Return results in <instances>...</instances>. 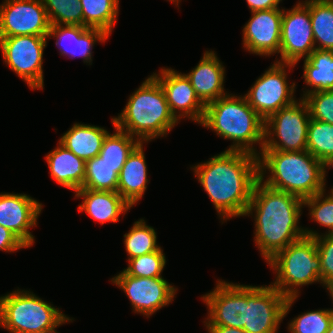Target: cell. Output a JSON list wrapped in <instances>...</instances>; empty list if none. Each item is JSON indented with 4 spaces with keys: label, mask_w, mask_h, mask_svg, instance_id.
Wrapping results in <instances>:
<instances>
[{
    "label": "cell",
    "mask_w": 333,
    "mask_h": 333,
    "mask_svg": "<svg viewBox=\"0 0 333 333\" xmlns=\"http://www.w3.org/2000/svg\"><path fill=\"white\" fill-rule=\"evenodd\" d=\"M211 199L222 224L245 216L259 180L258 156L243 151H223L191 167Z\"/></svg>",
    "instance_id": "obj_1"
},
{
    "label": "cell",
    "mask_w": 333,
    "mask_h": 333,
    "mask_svg": "<svg viewBox=\"0 0 333 333\" xmlns=\"http://www.w3.org/2000/svg\"><path fill=\"white\" fill-rule=\"evenodd\" d=\"M302 208L303 199L256 182L245 216L254 215V242L266 262L305 236L299 225Z\"/></svg>",
    "instance_id": "obj_2"
},
{
    "label": "cell",
    "mask_w": 333,
    "mask_h": 333,
    "mask_svg": "<svg viewBox=\"0 0 333 333\" xmlns=\"http://www.w3.org/2000/svg\"><path fill=\"white\" fill-rule=\"evenodd\" d=\"M258 160L259 180L272 189L303 200L326 189L325 165L307 150H262Z\"/></svg>",
    "instance_id": "obj_3"
},
{
    "label": "cell",
    "mask_w": 333,
    "mask_h": 333,
    "mask_svg": "<svg viewBox=\"0 0 333 333\" xmlns=\"http://www.w3.org/2000/svg\"><path fill=\"white\" fill-rule=\"evenodd\" d=\"M218 137L233 141L226 151H243L259 156L264 146L265 120L249 105L245 96L227 94L205 106L200 123ZM260 147V152L255 148Z\"/></svg>",
    "instance_id": "obj_4"
},
{
    "label": "cell",
    "mask_w": 333,
    "mask_h": 333,
    "mask_svg": "<svg viewBox=\"0 0 333 333\" xmlns=\"http://www.w3.org/2000/svg\"><path fill=\"white\" fill-rule=\"evenodd\" d=\"M111 120L114 127L141 143L166 136L179 123L169 109L162 86L152 74L129 96L122 112Z\"/></svg>",
    "instance_id": "obj_5"
},
{
    "label": "cell",
    "mask_w": 333,
    "mask_h": 333,
    "mask_svg": "<svg viewBox=\"0 0 333 333\" xmlns=\"http://www.w3.org/2000/svg\"><path fill=\"white\" fill-rule=\"evenodd\" d=\"M275 275L270 283L286 298L299 297L302 286L320 283L322 270L315 238L302 237L278 251L267 261Z\"/></svg>",
    "instance_id": "obj_6"
},
{
    "label": "cell",
    "mask_w": 333,
    "mask_h": 333,
    "mask_svg": "<svg viewBox=\"0 0 333 333\" xmlns=\"http://www.w3.org/2000/svg\"><path fill=\"white\" fill-rule=\"evenodd\" d=\"M67 315L35 293L17 289L1 296L0 327L10 333H41Z\"/></svg>",
    "instance_id": "obj_7"
},
{
    "label": "cell",
    "mask_w": 333,
    "mask_h": 333,
    "mask_svg": "<svg viewBox=\"0 0 333 333\" xmlns=\"http://www.w3.org/2000/svg\"><path fill=\"white\" fill-rule=\"evenodd\" d=\"M310 119L309 107L303 98L273 113L265 120L262 150H307Z\"/></svg>",
    "instance_id": "obj_8"
},
{
    "label": "cell",
    "mask_w": 333,
    "mask_h": 333,
    "mask_svg": "<svg viewBox=\"0 0 333 333\" xmlns=\"http://www.w3.org/2000/svg\"><path fill=\"white\" fill-rule=\"evenodd\" d=\"M47 40V36L37 35L0 38L3 62L32 90L44 89L43 53Z\"/></svg>",
    "instance_id": "obj_9"
},
{
    "label": "cell",
    "mask_w": 333,
    "mask_h": 333,
    "mask_svg": "<svg viewBox=\"0 0 333 333\" xmlns=\"http://www.w3.org/2000/svg\"><path fill=\"white\" fill-rule=\"evenodd\" d=\"M298 297L286 298L271 284L246 285L247 333H278L279 325Z\"/></svg>",
    "instance_id": "obj_10"
},
{
    "label": "cell",
    "mask_w": 333,
    "mask_h": 333,
    "mask_svg": "<svg viewBox=\"0 0 333 333\" xmlns=\"http://www.w3.org/2000/svg\"><path fill=\"white\" fill-rule=\"evenodd\" d=\"M295 66L294 64L274 61L244 94L249 105L264 120L297 100L294 96L295 89H297L296 83L292 82L290 85L287 80V73H289L287 69L290 70Z\"/></svg>",
    "instance_id": "obj_11"
},
{
    "label": "cell",
    "mask_w": 333,
    "mask_h": 333,
    "mask_svg": "<svg viewBox=\"0 0 333 333\" xmlns=\"http://www.w3.org/2000/svg\"><path fill=\"white\" fill-rule=\"evenodd\" d=\"M110 281L127 295L133 312L146 318L172 303L178 290L163 277H135L124 270Z\"/></svg>",
    "instance_id": "obj_12"
},
{
    "label": "cell",
    "mask_w": 333,
    "mask_h": 333,
    "mask_svg": "<svg viewBox=\"0 0 333 333\" xmlns=\"http://www.w3.org/2000/svg\"><path fill=\"white\" fill-rule=\"evenodd\" d=\"M315 50L310 9L298 1L291 9L283 8L278 63L297 65Z\"/></svg>",
    "instance_id": "obj_13"
},
{
    "label": "cell",
    "mask_w": 333,
    "mask_h": 333,
    "mask_svg": "<svg viewBox=\"0 0 333 333\" xmlns=\"http://www.w3.org/2000/svg\"><path fill=\"white\" fill-rule=\"evenodd\" d=\"M201 299L208 309L204 325L243 329L246 322V285L216 281V286Z\"/></svg>",
    "instance_id": "obj_14"
},
{
    "label": "cell",
    "mask_w": 333,
    "mask_h": 333,
    "mask_svg": "<svg viewBox=\"0 0 333 333\" xmlns=\"http://www.w3.org/2000/svg\"><path fill=\"white\" fill-rule=\"evenodd\" d=\"M50 25L42 0H4L0 4V38L48 36Z\"/></svg>",
    "instance_id": "obj_15"
},
{
    "label": "cell",
    "mask_w": 333,
    "mask_h": 333,
    "mask_svg": "<svg viewBox=\"0 0 333 333\" xmlns=\"http://www.w3.org/2000/svg\"><path fill=\"white\" fill-rule=\"evenodd\" d=\"M158 72H153L152 75L162 86L169 109L175 119L179 122L182 118H188L200 124L204 116L205 105L197 97L185 73H179L171 67H163Z\"/></svg>",
    "instance_id": "obj_16"
},
{
    "label": "cell",
    "mask_w": 333,
    "mask_h": 333,
    "mask_svg": "<svg viewBox=\"0 0 333 333\" xmlns=\"http://www.w3.org/2000/svg\"><path fill=\"white\" fill-rule=\"evenodd\" d=\"M43 205L27 194L0 193V225L9 229L28 248L35 243L30 228L37 227Z\"/></svg>",
    "instance_id": "obj_17"
},
{
    "label": "cell",
    "mask_w": 333,
    "mask_h": 333,
    "mask_svg": "<svg viewBox=\"0 0 333 333\" xmlns=\"http://www.w3.org/2000/svg\"><path fill=\"white\" fill-rule=\"evenodd\" d=\"M283 8L251 12L243 27V47L259 56L279 54Z\"/></svg>",
    "instance_id": "obj_18"
},
{
    "label": "cell",
    "mask_w": 333,
    "mask_h": 333,
    "mask_svg": "<svg viewBox=\"0 0 333 333\" xmlns=\"http://www.w3.org/2000/svg\"><path fill=\"white\" fill-rule=\"evenodd\" d=\"M47 38H55L60 56L71 59L80 56L84 63L92 64V49L109 38L104 31L79 25H50Z\"/></svg>",
    "instance_id": "obj_19"
},
{
    "label": "cell",
    "mask_w": 333,
    "mask_h": 333,
    "mask_svg": "<svg viewBox=\"0 0 333 333\" xmlns=\"http://www.w3.org/2000/svg\"><path fill=\"white\" fill-rule=\"evenodd\" d=\"M225 74V66L216 53L206 50L198 65L185 75L197 97L206 106L229 94L224 89Z\"/></svg>",
    "instance_id": "obj_20"
},
{
    "label": "cell",
    "mask_w": 333,
    "mask_h": 333,
    "mask_svg": "<svg viewBox=\"0 0 333 333\" xmlns=\"http://www.w3.org/2000/svg\"><path fill=\"white\" fill-rule=\"evenodd\" d=\"M76 198H83L78 205L79 212L85 213L101 223H116L120 215L127 214L132 207L122 198L118 192L94 191L80 188L75 192Z\"/></svg>",
    "instance_id": "obj_21"
},
{
    "label": "cell",
    "mask_w": 333,
    "mask_h": 333,
    "mask_svg": "<svg viewBox=\"0 0 333 333\" xmlns=\"http://www.w3.org/2000/svg\"><path fill=\"white\" fill-rule=\"evenodd\" d=\"M143 144L140 142L129 154L119 173L117 192L131 207L143 198L149 183Z\"/></svg>",
    "instance_id": "obj_22"
},
{
    "label": "cell",
    "mask_w": 333,
    "mask_h": 333,
    "mask_svg": "<svg viewBox=\"0 0 333 333\" xmlns=\"http://www.w3.org/2000/svg\"><path fill=\"white\" fill-rule=\"evenodd\" d=\"M49 174L57 184L78 191L83 186L85 161L74 155L58 141V146L46 156Z\"/></svg>",
    "instance_id": "obj_23"
},
{
    "label": "cell",
    "mask_w": 333,
    "mask_h": 333,
    "mask_svg": "<svg viewBox=\"0 0 333 333\" xmlns=\"http://www.w3.org/2000/svg\"><path fill=\"white\" fill-rule=\"evenodd\" d=\"M109 133L104 127L74 123L59 139V142L74 155L87 161L98 156L106 135Z\"/></svg>",
    "instance_id": "obj_24"
},
{
    "label": "cell",
    "mask_w": 333,
    "mask_h": 333,
    "mask_svg": "<svg viewBox=\"0 0 333 333\" xmlns=\"http://www.w3.org/2000/svg\"><path fill=\"white\" fill-rule=\"evenodd\" d=\"M303 78L307 87L301 98L320 91H333V51L315 49L304 59Z\"/></svg>",
    "instance_id": "obj_25"
},
{
    "label": "cell",
    "mask_w": 333,
    "mask_h": 333,
    "mask_svg": "<svg viewBox=\"0 0 333 333\" xmlns=\"http://www.w3.org/2000/svg\"><path fill=\"white\" fill-rule=\"evenodd\" d=\"M310 9L315 49L333 51V0H305Z\"/></svg>",
    "instance_id": "obj_26"
},
{
    "label": "cell",
    "mask_w": 333,
    "mask_h": 333,
    "mask_svg": "<svg viewBox=\"0 0 333 333\" xmlns=\"http://www.w3.org/2000/svg\"><path fill=\"white\" fill-rule=\"evenodd\" d=\"M123 165L109 164L99 155L85 161L83 189L117 192L119 173Z\"/></svg>",
    "instance_id": "obj_27"
},
{
    "label": "cell",
    "mask_w": 333,
    "mask_h": 333,
    "mask_svg": "<svg viewBox=\"0 0 333 333\" xmlns=\"http://www.w3.org/2000/svg\"><path fill=\"white\" fill-rule=\"evenodd\" d=\"M119 0H80L83 26L97 28L111 36L119 14Z\"/></svg>",
    "instance_id": "obj_28"
},
{
    "label": "cell",
    "mask_w": 333,
    "mask_h": 333,
    "mask_svg": "<svg viewBox=\"0 0 333 333\" xmlns=\"http://www.w3.org/2000/svg\"><path fill=\"white\" fill-rule=\"evenodd\" d=\"M124 236V246L128 259L136 258L151 252L158 251L161 246L157 243V232L146 224L144 219L135 221L128 233Z\"/></svg>",
    "instance_id": "obj_29"
},
{
    "label": "cell",
    "mask_w": 333,
    "mask_h": 333,
    "mask_svg": "<svg viewBox=\"0 0 333 333\" xmlns=\"http://www.w3.org/2000/svg\"><path fill=\"white\" fill-rule=\"evenodd\" d=\"M307 151L326 165L333 158V125L310 119Z\"/></svg>",
    "instance_id": "obj_30"
},
{
    "label": "cell",
    "mask_w": 333,
    "mask_h": 333,
    "mask_svg": "<svg viewBox=\"0 0 333 333\" xmlns=\"http://www.w3.org/2000/svg\"><path fill=\"white\" fill-rule=\"evenodd\" d=\"M114 133H108L103 141L99 156L109 164L124 165L129 154L140 143L127 132L116 127Z\"/></svg>",
    "instance_id": "obj_31"
},
{
    "label": "cell",
    "mask_w": 333,
    "mask_h": 333,
    "mask_svg": "<svg viewBox=\"0 0 333 333\" xmlns=\"http://www.w3.org/2000/svg\"><path fill=\"white\" fill-rule=\"evenodd\" d=\"M51 25L83 26L80 0H42Z\"/></svg>",
    "instance_id": "obj_32"
},
{
    "label": "cell",
    "mask_w": 333,
    "mask_h": 333,
    "mask_svg": "<svg viewBox=\"0 0 333 333\" xmlns=\"http://www.w3.org/2000/svg\"><path fill=\"white\" fill-rule=\"evenodd\" d=\"M333 318V308L304 312L288 324L290 333H326Z\"/></svg>",
    "instance_id": "obj_33"
},
{
    "label": "cell",
    "mask_w": 333,
    "mask_h": 333,
    "mask_svg": "<svg viewBox=\"0 0 333 333\" xmlns=\"http://www.w3.org/2000/svg\"><path fill=\"white\" fill-rule=\"evenodd\" d=\"M166 262V256L161 247L158 251L129 259L127 268L123 270L128 275L135 277H163L161 274Z\"/></svg>",
    "instance_id": "obj_34"
},
{
    "label": "cell",
    "mask_w": 333,
    "mask_h": 333,
    "mask_svg": "<svg viewBox=\"0 0 333 333\" xmlns=\"http://www.w3.org/2000/svg\"><path fill=\"white\" fill-rule=\"evenodd\" d=\"M303 207H308L309 216L320 226L328 229L325 234H333V192L326 194V189L303 200Z\"/></svg>",
    "instance_id": "obj_35"
},
{
    "label": "cell",
    "mask_w": 333,
    "mask_h": 333,
    "mask_svg": "<svg viewBox=\"0 0 333 333\" xmlns=\"http://www.w3.org/2000/svg\"><path fill=\"white\" fill-rule=\"evenodd\" d=\"M306 237L315 238L322 270L324 287L333 280V234H324L313 229L304 228Z\"/></svg>",
    "instance_id": "obj_36"
},
{
    "label": "cell",
    "mask_w": 333,
    "mask_h": 333,
    "mask_svg": "<svg viewBox=\"0 0 333 333\" xmlns=\"http://www.w3.org/2000/svg\"><path fill=\"white\" fill-rule=\"evenodd\" d=\"M310 118L333 125V91H320L307 94Z\"/></svg>",
    "instance_id": "obj_37"
},
{
    "label": "cell",
    "mask_w": 333,
    "mask_h": 333,
    "mask_svg": "<svg viewBox=\"0 0 333 333\" xmlns=\"http://www.w3.org/2000/svg\"><path fill=\"white\" fill-rule=\"evenodd\" d=\"M22 248L28 247L9 229L0 225V251L12 253Z\"/></svg>",
    "instance_id": "obj_38"
},
{
    "label": "cell",
    "mask_w": 333,
    "mask_h": 333,
    "mask_svg": "<svg viewBox=\"0 0 333 333\" xmlns=\"http://www.w3.org/2000/svg\"><path fill=\"white\" fill-rule=\"evenodd\" d=\"M251 12L279 8L278 0H246Z\"/></svg>",
    "instance_id": "obj_39"
},
{
    "label": "cell",
    "mask_w": 333,
    "mask_h": 333,
    "mask_svg": "<svg viewBox=\"0 0 333 333\" xmlns=\"http://www.w3.org/2000/svg\"><path fill=\"white\" fill-rule=\"evenodd\" d=\"M209 333H247L244 329L221 325H205Z\"/></svg>",
    "instance_id": "obj_40"
},
{
    "label": "cell",
    "mask_w": 333,
    "mask_h": 333,
    "mask_svg": "<svg viewBox=\"0 0 333 333\" xmlns=\"http://www.w3.org/2000/svg\"><path fill=\"white\" fill-rule=\"evenodd\" d=\"M73 319L74 318H70L68 317V315L54 328L50 329V330H46V331H43L41 333H60V332H57L56 328L65 324V323H68V322H73Z\"/></svg>",
    "instance_id": "obj_41"
},
{
    "label": "cell",
    "mask_w": 333,
    "mask_h": 333,
    "mask_svg": "<svg viewBox=\"0 0 333 333\" xmlns=\"http://www.w3.org/2000/svg\"><path fill=\"white\" fill-rule=\"evenodd\" d=\"M325 289L328 290L329 296H331L333 301V280L325 286Z\"/></svg>",
    "instance_id": "obj_42"
},
{
    "label": "cell",
    "mask_w": 333,
    "mask_h": 333,
    "mask_svg": "<svg viewBox=\"0 0 333 333\" xmlns=\"http://www.w3.org/2000/svg\"><path fill=\"white\" fill-rule=\"evenodd\" d=\"M331 167H333V158L325 165V173H328L327 169H330Z\"/></svg>",
    "instance_id": "obj_43"
},
{
    "label": "cell",
    "mask_w": 333,
    "mask_h": 333,
    "mask_svg": "<svg viewBox=\"0 0 333 333\" xmlns=\"http://www.w3.org/2000/svg\"><path fill=\"white\" fill-rule=\"evenodd\" d=\"M326 333H333V318H332V320L330 322L329 328H328V330H327Z\"/></svg>",
    "instance_id": "obj_44"
},
{
    "label": "cell",
    "mask_w": 333,
    "mask_h": 333,
    "mask_svg": "<svg viewBox=\"0 0 333 333\" xmlns=\"http://www.w3.org/2000/svg\"><path fill=\"white\" fill-rule=\"evenodd\" d=\"M169 2H173V4H175L177 7H179L180 1L181 0H167Z\"/></svg>",
    "instance_id": "obj_45"
}]
</instances>
